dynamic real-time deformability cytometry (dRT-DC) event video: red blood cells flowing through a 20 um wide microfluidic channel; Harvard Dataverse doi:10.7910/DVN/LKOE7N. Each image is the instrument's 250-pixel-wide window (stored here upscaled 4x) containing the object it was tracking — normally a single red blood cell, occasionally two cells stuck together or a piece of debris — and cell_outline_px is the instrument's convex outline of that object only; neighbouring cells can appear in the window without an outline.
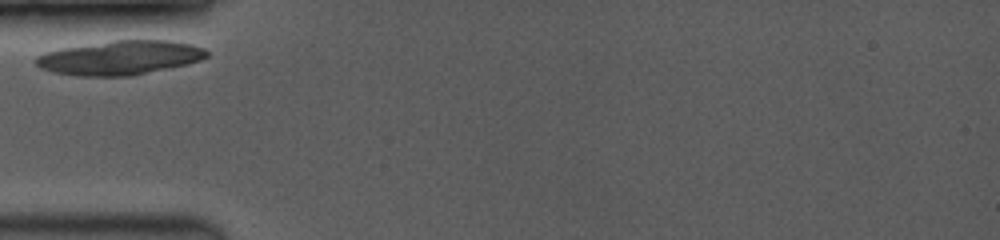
{"species": "common noctule bat (a hibernating species)", "species_latin": "Nyctalus noctula", "temperature_condition": "room temperature", "stored_images_in_passage": 1, "camera_frame_rate_fps": 3500, "um_per_image_px": 0.085, "animal": {"sex": "female", "body_mass_g": 19.0, "forearm_length_mm": 53.3}, "frame": {"image": 1, "passage_image": 1, "time_ms": 0.0, "image_size_px": [1000, 240], "cell_outline_px": [[208, 56], [200, 60], [188, 64], [132, 76], [76, 76], [52, 72], [40, 68], [36, 64], [36, 56], [44, 52], [60, 48], [112, 40], [172, 40], [192, 44], [204, 48], [208, 52]], "centroid_in_image_um": [10.2, 4.9], "position_along_channel_um": 74.8, "area_um2": 34.33}}